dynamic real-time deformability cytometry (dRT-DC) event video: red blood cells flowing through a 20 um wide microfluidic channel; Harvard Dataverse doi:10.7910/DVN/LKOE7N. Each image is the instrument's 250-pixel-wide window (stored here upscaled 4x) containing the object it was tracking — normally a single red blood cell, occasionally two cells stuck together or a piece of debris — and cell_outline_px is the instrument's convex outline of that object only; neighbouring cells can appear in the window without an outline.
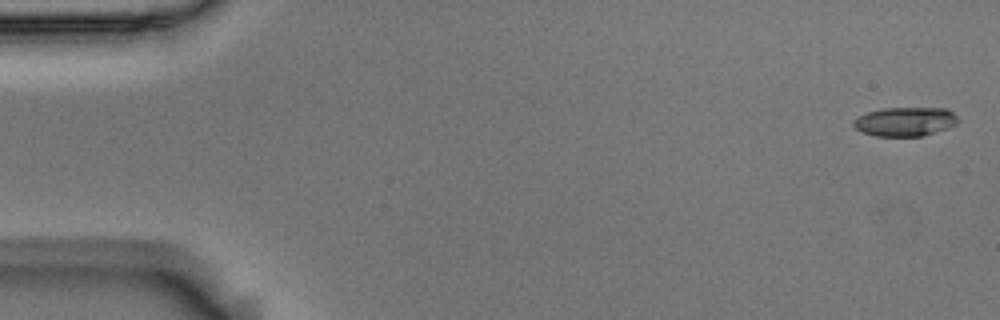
{"species": "Egyptian fruit bat (a non-hibernating species)", "species_latin": "Rousettus aegyptiacus", "temperature_condition": "room temperature", "stored_images_in_passage": 9, "camera_frame_rate_fps": 3000, "um_per_image_px": 0.085, "animal": {"sex": "male"}, "frame": {"image": 1, "passage_image": 1, "time_ms": 0.0, "image_size_px": [1000, 320], "cell_outline_px": [[956, 124], [948, 128], [924, 136], [876, 136], [864, 132], [856, 128], [852, 124], [852, 120], [868, 112], [884, 108], [948, 108], [956, 116]], "centroid_in_image_um": [76.94, 10.34], "position_along_channel_um": 8.1, "area_um2": 17.57}}
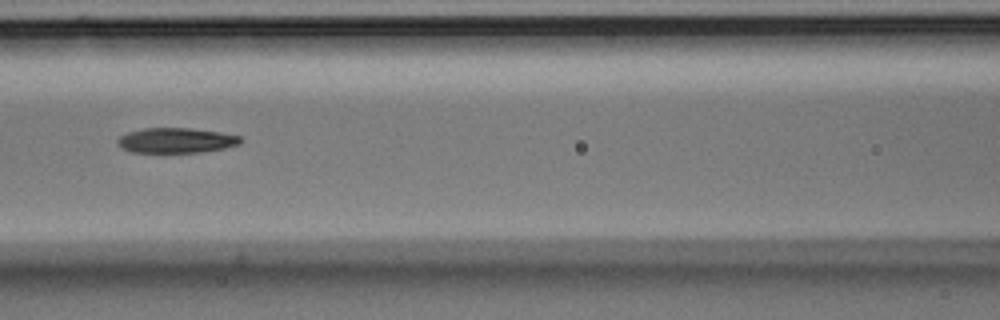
{"frame": {"image": 2, "passage_image": 7, "time_ms": 2.0, "image_size_px": [1000, 320], "cell_outline_px": [[244, 140], [240, 144], [224, 148], [200, 152], [132, 152], [120, 148], [116, 144], [116, 140], [120, 136], [128, 132], [144, 128], [192, 128], [220, 132], [240, 136]], "centroid_in_image_um": [14.96, 11.93], "position_along_channel_um": 151.6, "area_um2": 18.09}}
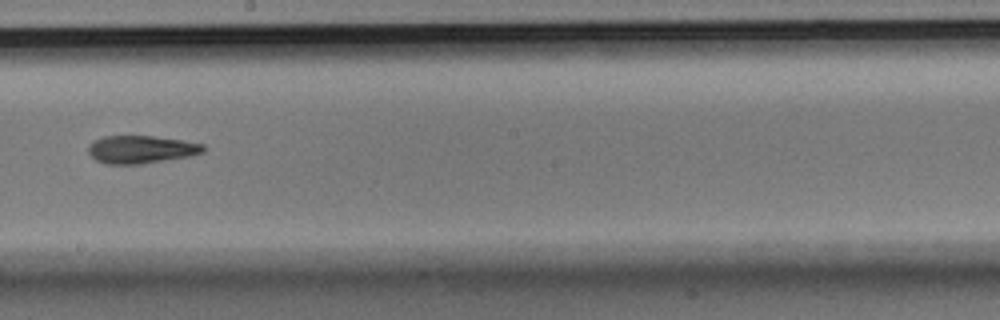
{"frame": {"image": 3, "passage_image": 9, "time_ms": 2.667, "image_size_px": [1000, 320], "cell_outline_px": [[204, 152], [192, 156], [140, 164], [104, 164], [96, 160], [88, 152], [88, 144], [92, 140], [104, 136], [152, 136], [184, 140], [204, 144]], "centroid_in_image_um": [11.98, 12.7], "position_along_channel_um": 236.2, "area_um2": 18.84}}